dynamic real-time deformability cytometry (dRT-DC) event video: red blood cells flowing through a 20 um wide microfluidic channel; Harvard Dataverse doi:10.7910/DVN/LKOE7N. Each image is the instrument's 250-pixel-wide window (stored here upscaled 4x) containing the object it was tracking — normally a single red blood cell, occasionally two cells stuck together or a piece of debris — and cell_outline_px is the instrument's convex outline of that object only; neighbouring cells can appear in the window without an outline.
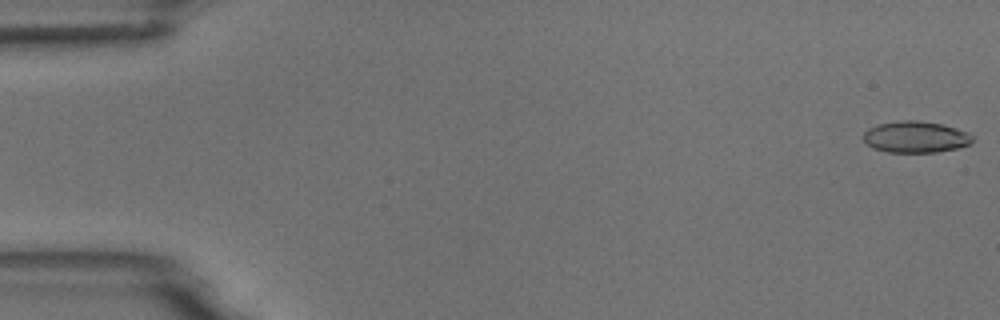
{"species": "common noctule bat (a hibernating species)", "species_latin": "Nyctalus noctula", "temperature_condition": "room temperature", "stored_images_in_passage": 54, "camera_frame_rate_fps": 3000, "um_per_image_px": 0.085, "animal": {"sex": "male", "body_mass_g": 18.8}, "frame": {"image": 1, "passage_image": 1, "time_ms": 0.0, "image_size_px": [1000, 320], "cell_outline_px": [[972, 140], [968, 144], [956, 148], [936, 152], [888, 152], [872, 148], [864, 140], [864, 132], [868, 128], [880, 124], [904, 120], [916, 120], [940, 124], [956, 128], [972, 136]], "centroid_in_image_um": [77.78, 11.65], "position_along_channel_um": 7.2, "area_um2": 19.59}}
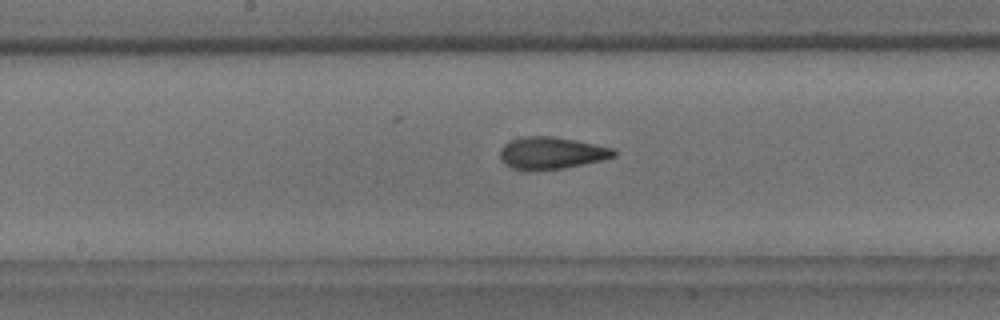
{"frame": {"image": 2, "passage_image": 28, "time_ms": 9.0, "image_size_px": [1000, 320], "cell_outline_px": [[616, 156], [604, 160], [564, 168], [536, 172], [528, 172], [512, 168], [504, 164], [500, 160], [500, 148], [504, 144], [520, 136], [552, 136], [576, 140], [616, 148]], "centroid_in_image_um": [46.86, 13.03], "position_along_channel_um": 201.3, "area_um2": 21.96}}
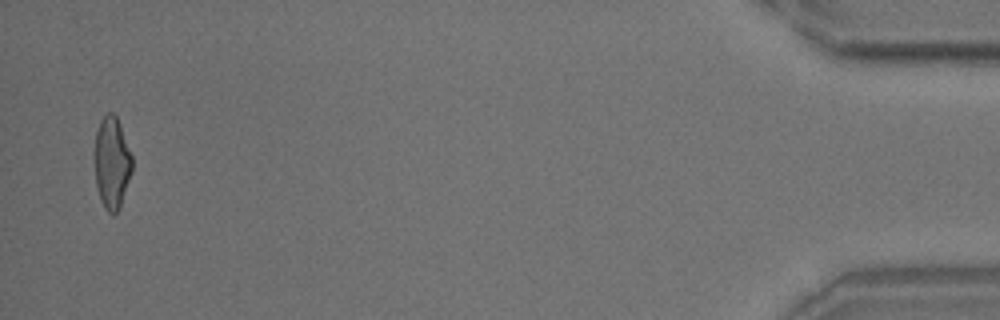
{"frame": {"image": 3, "passage_image": 53, "time_ms": 17.333, "image_size_px": [1000, 320], "cell_outline_px": [[132, 172], [120, 208], [112, 216], [104, 208], [100, 200], [96, 184], [96, 132], [100, 120], [108, 112], [112, 112], [116, 116], [120, 124], [132, 156]], "centroid_in_image_um": [9.53, 13.87], "position_along_channel_um": 425.7, "area_um2": 19.94}, "authors_computed_cell_mechanics": {"area_um2": 20.7502, "velocity_mm_per_s": 3.7375, "shape_relaxation_time_tau1_ms": 9.298, "shape_relaxation_time_tau2_ms": 2.0373, "deformation_change_tau1": 0.2279, "deformation_change_tau2": 0.0975}}